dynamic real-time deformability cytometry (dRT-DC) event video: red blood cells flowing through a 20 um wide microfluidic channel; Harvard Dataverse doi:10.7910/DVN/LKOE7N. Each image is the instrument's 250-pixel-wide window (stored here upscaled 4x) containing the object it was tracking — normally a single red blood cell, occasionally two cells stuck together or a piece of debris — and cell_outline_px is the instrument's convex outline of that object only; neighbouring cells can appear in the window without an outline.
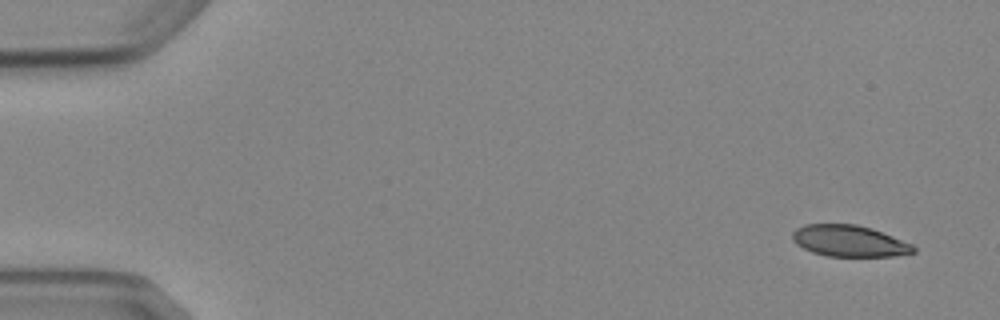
{"species": "Egyptian fruit bat (a non-hibernating species)", "species_latin": "Rousettus aegyptiacus", "temperature_condition": "cold", "stored_images_in_passage": 4, "camera_frame_rate_fps": 3000, "um_per_image_px": 0.085, "animal": {"sex": "female"}, "frame": {"image": 1, "passage_image": 1, "time_ms": 0.0, "image_size_px": [1000, 320], "cell_outline_px": [[916, 252], [892, 256], [824, 256], [812, 252], [796, 244], [792, 240], [792, 232], [796, 228], [804, 224], [856, 224], [872, 228], [912, 244], [916, 248]], "centroid_in_image_um": [72.16, 20.48], "position_along_channel_um": 12.8, "area_um2": 22.2}}